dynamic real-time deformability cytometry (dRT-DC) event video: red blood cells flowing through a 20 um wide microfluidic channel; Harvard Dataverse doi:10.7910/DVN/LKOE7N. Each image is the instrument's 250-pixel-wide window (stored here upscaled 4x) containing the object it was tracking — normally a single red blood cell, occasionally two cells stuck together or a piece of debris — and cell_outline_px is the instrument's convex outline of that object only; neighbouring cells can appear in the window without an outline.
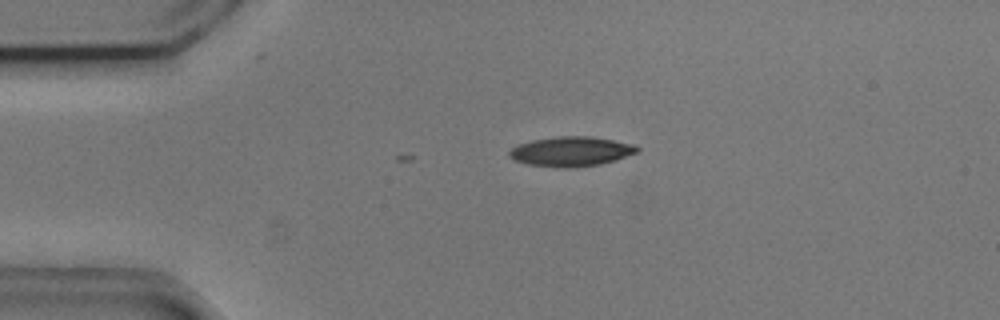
{"species": "common noctule bat (a hibernating species)", "species_latin": "Nyctalus noctula", "temperature_condition": "cold", "stored_images_in_passage": 3, "camera_frame_rate_fps": 3000, "um_per_image_px": 0.085, "animal": {"sex": "male", "body_mass_g": 20.5, "forearm_length_mm": 52.5}, "frame": {"image": 1, "passage_image": 3, "time_ms": 0.667, "image_size_px": [1000, 320], "cell_outline_px": [[640, 148], [636, 152], [600, 164], [568, 168], [560, 168], [528, 164], [516, 160], [508, 156], [508, 152], [512, 148], [520, 144], [532, 140], [556, 136], [592, 136], [636, 144]], "centroid_in_image_um": [48.53, 12.86], "position_along_channel_um": 36.5, "area_um2": 21.96}}